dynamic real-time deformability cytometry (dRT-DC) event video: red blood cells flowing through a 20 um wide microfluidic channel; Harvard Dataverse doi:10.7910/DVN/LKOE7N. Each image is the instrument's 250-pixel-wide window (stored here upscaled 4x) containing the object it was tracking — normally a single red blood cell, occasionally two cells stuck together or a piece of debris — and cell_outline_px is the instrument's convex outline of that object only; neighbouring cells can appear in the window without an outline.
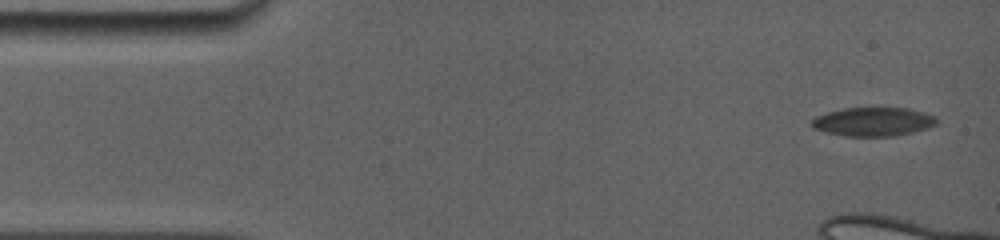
{"species": "common noctule bat (a hibernating species)", "species_latin": "Nyctalus noctula", "temperature_condition": "room temperature", "stored_images_in_passage": 6, "camera_frame_rate_fps": 5000, "um_per_image_px": 0.085, "animal": {"sex": "female", "body_mass_g": 19.0, "forearm_length_mm": 56.7}, "frame": {"image": 1, "passage_image": 1, "time_ms": 0.0, "image_size_px": [1000, 240], "cell_outline_px": [[936, 124], [928, 128], [912, 132], [892, 136], [844, 136], [812, 128], [812, 120], [816, 116], [828, 112], [844, 108], [908, 108], [924, 112], [936, 116]], "centroid_in_image_um": [74.24, 10.34], "position_along_channel_um": 10.8, "area_um2": 20.81}}